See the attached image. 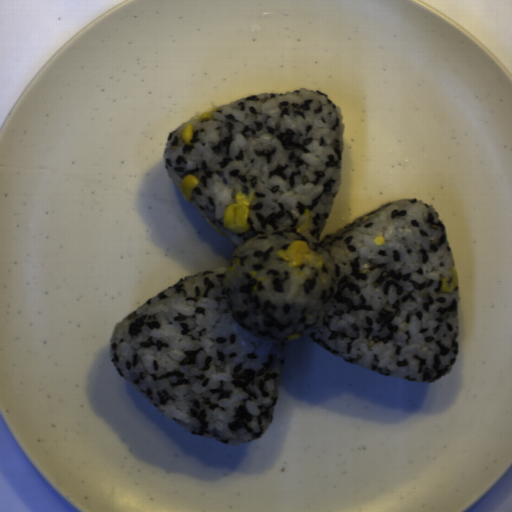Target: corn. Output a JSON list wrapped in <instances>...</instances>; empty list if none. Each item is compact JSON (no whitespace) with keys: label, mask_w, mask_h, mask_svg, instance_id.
Here are the masks:
<instances>
[{"label":"corn","mask_w":512,"mask_h":512,"mask_svg":"<svg viewBox=\"0 0 512 512\" xmlns=\"http://www.w3.org/2000/svg\"><path fill=\"white\" fill-rule=\"evenodd\" d=\"M255 199L256 195L253 190L249 195L242 191L236 192L233 203L225 208L223 216L224 228L235 234L245 233L250 226L248 218Z\"/></svg>","instance_id":"corn-1"},{"label":"corn","mask_w":512,"mask_h":512,"mask_svg":"<svg viewBox=\"0 0 512 512\" xmlns=\"http://www.w3.org/2000/svg\"><path fill=\"white\" fill-rule=\"evenodd\" d=\"M282 260L287 262L288 268L313 267L322 269L324 262L321 255L316 253L307 241H294L286 249L277 250Z\"/></svg>","instance_id":"corn-2"},{"label":"corn","mask_w":512,"mask_h":512,"mask_svg":"<svg viewBox=\"0 0 512 512\" xmlns=\"http://www.w3.org/2000/svg\"><path fill=\"white\" fill-rule=\"evenodd\" d=\"M199 183L200 181L195 175L190 174L183 177L180 184V192L187 202H189V199L192 197L194 189Z\"/></svg>","instance_id":"corn-3"},{"label":"corn","mask_w":512,"mask_h":512,"mask_svg":"<svg viewBox=\"0 0 512 512\" xmlns=\"http://www.w3.org/2000/svg\"><path fill=\"white\" fill-rule=\"evenodd\" d=\"M458 278H459V276L457 274L456 268H454L453 266L450 267L449 276L448 277L443 276L441 278L440 291H442L443 293H449V294L451 292H453L458 285Z\"/></svg>","instance_id":"corn-4"},{"label":"corn","mask_w":512,"mask_h":512,"mask_svg":"<svg viewBox=\"0 0 512 512\" xmlns=\"http://www.w3.org/2000/svg\"><path fill=\"white\" fill-rule=\"evenodd\" d=\"M180 139L187 144H190L191 140H193V127L189 121L185 123V128L181 131Z\"/></svg>","instance_id":"corn-5"},{"label":"corn","mask_w":512,"mask_h":512,"mask_svg":"<svg viewBox=\"0 0 512 512\" xmlns=\"http://www.w3.org/2000/svg\"><path fill=\"white\" fill-rule=\"evenodd\" d=\"M305 221L302 225H300L298 228H296V233H305L309 227H310V211L309 208H306L305 210Z\"/></svg>","instance_id":"corn-6"},{"label":"corn","mask_w":512,"mask_h":512,"mask_svg":"<svg viewBox=\"0 0 512 512\" xmlns=\"http://www.w3.org/2000/svg\"><path fill=\"white\" fill-rule=\"evenodd\" d=\"M218 110L219 109L216 106L209 108L208 110L200 113L199 117L196 119V122L200 123V122H203L206 120H211L213 112L218 111Z\"/></svg>","instance_id":"corn-7"},{"label":"corn","mask_w":512,"mask_h":512,"mask_svg":"<svg viewBox=\"0 0 512 512\" xmlns=\"http://www.w3.org/2000/svg\"><path fill=\"white\" fill-rule=\"evenodd\" d=\"M373 244L375 245H378V246H382L384 244H386V240L383 236H376L373 240Z\"/></svg>","instance_id":"corn-8"},{"label":"corn","mask_w":512,"mask_h":512,"mask_svg":"<svg viewBox=\"0 0 512 512\" xmlns=\"http://www.w3.org/2000/svg\"><path fill=\"white\" fill-rule=\"evenodd\" d=\"M301 337L300 333L298 332H293L292 335H288L287 339L288 341H294V340H298L299 338Z\"/></svg>","instance_id":"corn-9"},{"label":"corn","mask_w":512,"mask_h":512,"mask_svg":"<svg viewBox=\"0 0 512 512\" xmlns=\"http://www.w3.org/2000/svg\"><path fill=\"white\" fill-rule=\"evenodd\" d=\"M205 220L215 229V231L218 233V234H223L224 235V232H222L218 227H216L208 217H205Z\"/></svg>","instance_id":"corn-10"}]
</instances>
